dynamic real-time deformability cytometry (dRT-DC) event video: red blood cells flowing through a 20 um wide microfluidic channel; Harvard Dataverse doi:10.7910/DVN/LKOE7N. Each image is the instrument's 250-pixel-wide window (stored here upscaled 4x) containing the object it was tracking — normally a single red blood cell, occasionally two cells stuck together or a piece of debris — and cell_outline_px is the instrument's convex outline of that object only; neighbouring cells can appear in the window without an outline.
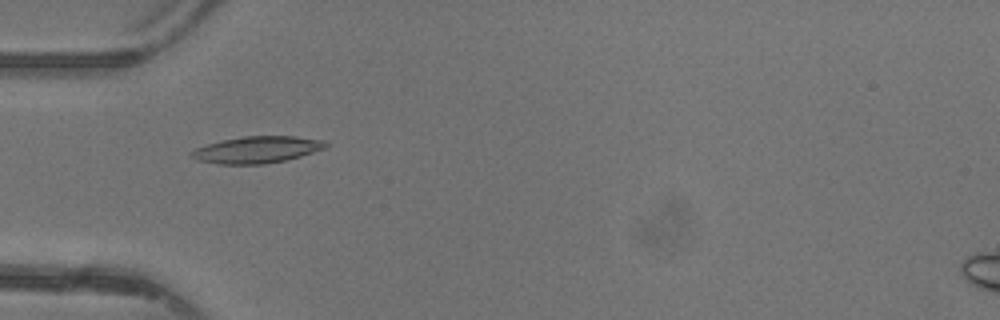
{"species": "common noctule bat (a hibernating species)", "species_latin": "Nyctalus noctula", "temperature_condition": "warm", "stored_images_in_passage": 25, "camera_frame_rate_fps": 3000, "um_per_image_px": 0.085, "animal": {"sex": "female"}, "frame": {"image": 1, "passage_image": 1, "time_ms": 0.0, "image_size_px": [1000, 320], "cell_outline_px": [[328, 144], [324, 148], [300, 156], [284, 160], [264, 164], [220, 164], [196, 160], [188, 156], [188, 152], [196, 148], [220, 140], [244, 136], [296, 136], [324, 140]], "centroid_in_image_um": [21.78, 12.72], "position_along_channel_um": 63.2, "area_um2": 20.92}}
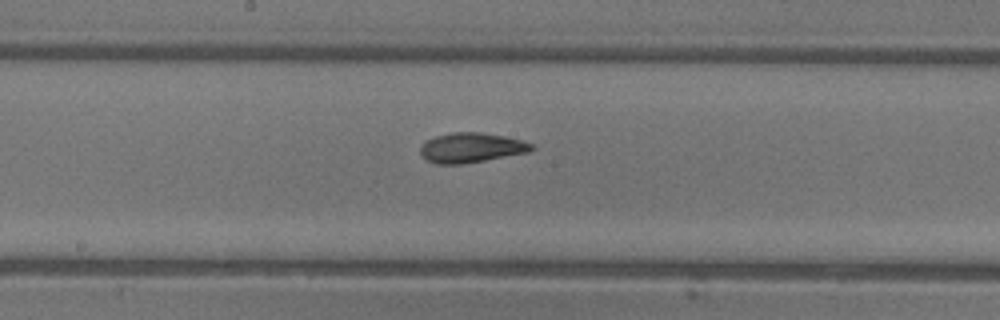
{"frame": {"image": 2, "passage_image": 11, "time_ms": 3.333, "image_size_px": [1000, 320], "cell_outline_px": [[536, 148], [528, 152], [484, 160], [460, 164], [436, 164], [424, 160], [420, 152], [420, 144], [424, 140], [436, 136], [452, 132], [480, 132], [504, 136], [524, 140], [532, 144]], "centroid_in_image_um": [40.01, 12.55], "position_along_channel_um": 208.2, "area_um2": 19.48}}
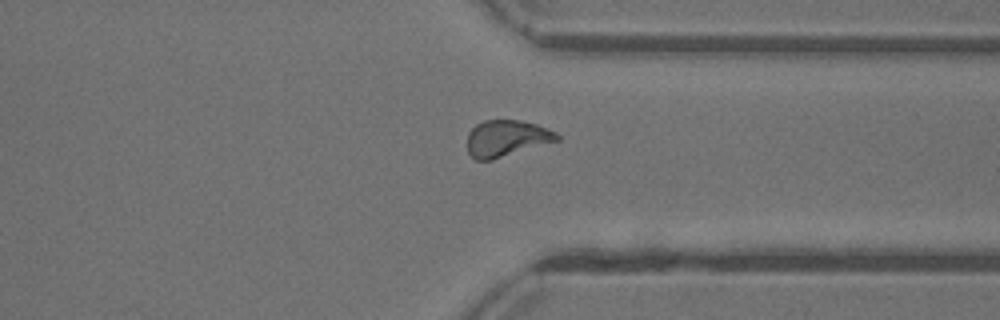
{"frame": {"image": 3, "passage_image": 22, "time_ms": 7.0, "image_size_px": [1000, 320], "cell_outline_px": [[560, 140], [492, 160], [476, 160], [468, 152], [468, 132], [476, 124], [484, 120], [520, 120], [536, 124], [556, 132], [560, 136]], "centroid_in_image_um": [43.06, 11.76], "position_along_channel_um": 368.3, "area_um2": 19.07}, "authors_computed_cell_mechanics": {"area_um2": 19.0162, "velocity_mm_per_s": 4.3849, "shape_relaxation_time_tau1_ms": 4.7296, "shape_relaxation_time_tau2_ms": 1.929, "deformation_change_tau1": 0.1956, "deformation_change_tau2": 0.0916}}